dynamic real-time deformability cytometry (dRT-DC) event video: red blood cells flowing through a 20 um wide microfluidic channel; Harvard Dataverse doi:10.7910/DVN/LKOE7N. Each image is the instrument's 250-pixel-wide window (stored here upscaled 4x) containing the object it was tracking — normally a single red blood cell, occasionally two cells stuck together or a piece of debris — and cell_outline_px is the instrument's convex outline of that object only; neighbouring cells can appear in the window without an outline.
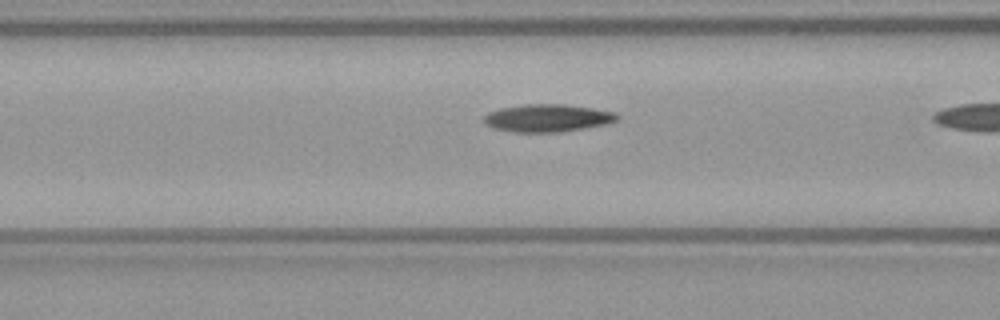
{"species": "common noctule bat (a hibernating species)", "species_latin": "Nyctalus noctula", "temperature_condition": "warm", "stored_images_in_passage": 16, "camera_frame_rate_fps": 3000, "um_per_image_px": 0.085, "animal": {"sex": "female", "body_mass_g": 21.9}, "frame": {"image": 1, "passage_image": 15, "time_ms": 4.667, "image_size_px": [1000, 320], "cell_outline_px": [[620, 120], [608, 124], [560, 132], [512, 132], [492, 128], [484, 124], [484, 116], [488, 112], [500, 108], [524, 104], [564, 104], [592, 108], [616, 112], [620, 116]], "centroid_in_image_um": [46.55, 10.03], "position_along_channel_um": 120.0, "area_um2": 21.73}}